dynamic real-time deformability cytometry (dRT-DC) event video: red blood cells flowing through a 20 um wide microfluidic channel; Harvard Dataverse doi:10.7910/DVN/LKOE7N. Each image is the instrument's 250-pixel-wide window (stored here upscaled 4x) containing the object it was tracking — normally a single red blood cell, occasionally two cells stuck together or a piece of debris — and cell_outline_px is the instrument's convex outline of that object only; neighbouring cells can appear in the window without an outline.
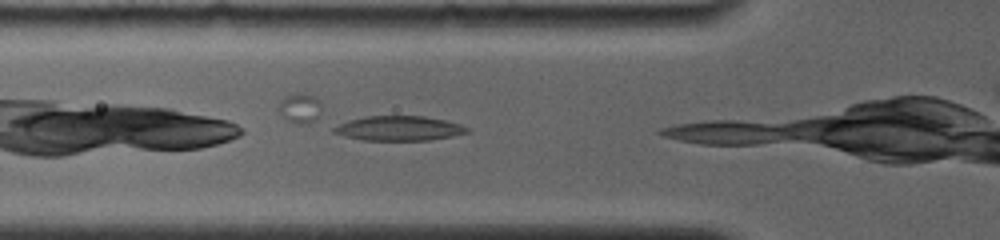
{"species": "common noctule bat (a hibernating species)", "species_latin": "Nyctalus noctula", "temperature_condition": "room temperature", "stored_images_in_passage": 5, "camera_frame_rate_fps": 4000, "um_per_image_px": 0.085, "animal": {"sex": "female", "body_mass_g": 19.0, "forearm_length_mm": 56.7}, "frame": {"image": 1, "passage_image": 4, "time_ms": 0.75, "image_size_px": [1000, 240], "cell_outline_px": [[472, 132], [452, 136], [428, 140], [364, 140], [344, 136], [332, 132], [332, 128], [348, 120], [364, 116], [424, 116], [444, 120], [460, 124], [468, 128]], "centroid_in_image_um": [33.91, 10.91], "position_along_channel_um": 91.9, "area_um2": 19.13}}